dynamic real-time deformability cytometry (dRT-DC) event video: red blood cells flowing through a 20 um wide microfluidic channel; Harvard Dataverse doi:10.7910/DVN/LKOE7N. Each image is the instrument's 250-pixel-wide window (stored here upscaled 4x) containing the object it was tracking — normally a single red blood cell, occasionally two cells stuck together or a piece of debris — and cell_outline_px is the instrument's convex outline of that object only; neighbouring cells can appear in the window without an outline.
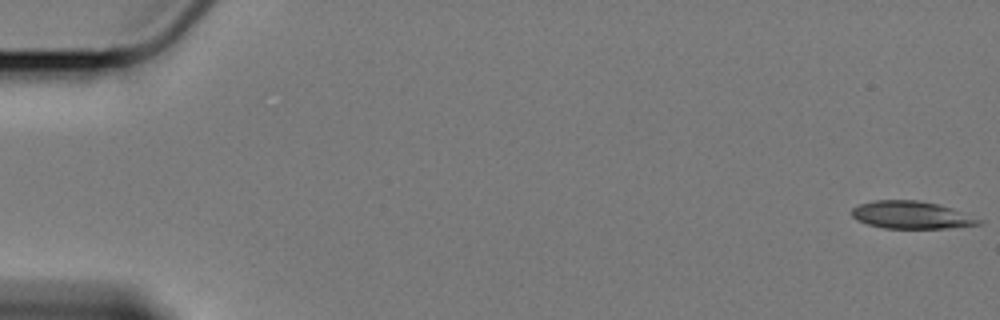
{"species": "Egyptian fruit bat (a non-hibernating species)", "species_latin": "Rousettus aegyptiacus", "temperature_condition": "cold", "stored_images_in_passage": 59, "camera_frame_rate_fps": 3000, "um_per_image_px": 0.085, "animal": {"sex": "female"}, "frame": {"image": 1, "passage_image": 1, "time_ms": 0.0, "image_size_px": [1000, 320], "cell_outline_px": [[984, 224], [948, 228], [884, 228], [868, 224], [856, 220], [852, 216], [852, 208], [860, 204], [872, 200], [920, 200], [952, 208], [984, 220]], "centroid_in_image_um": [77.49, 18.27], "position_along_channel_um": 7.5, "area_um2": 20.46}}
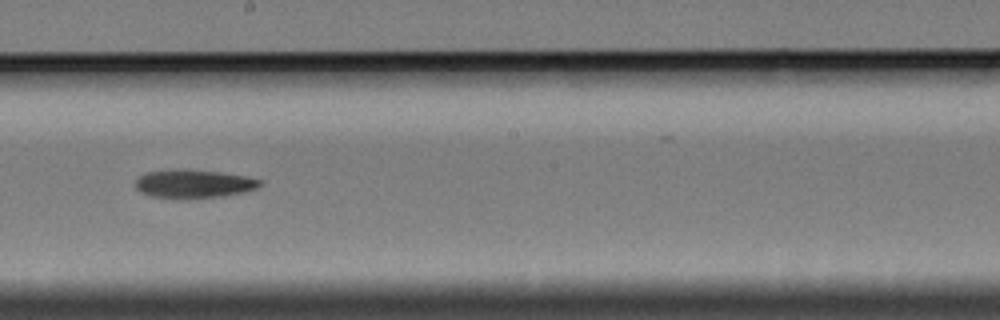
{"frame": {"image": 2, "passage_image": 34, "time_ms": 11.0, "image_size_px": [1000, 320], "cell_outline_px": [[264, 184], [256, 188], [244, 192], [224, 196], [176, 200], [152, 196], [140, 192], [132, 184], [144, 172], [168, 168], [184, 168], [220, 172], [248, 176], [264, 180]], "centroid_in_image_um": [16.44, 15.61], "position_along_channel_um": 231.8, "area_um2": 21.62}}
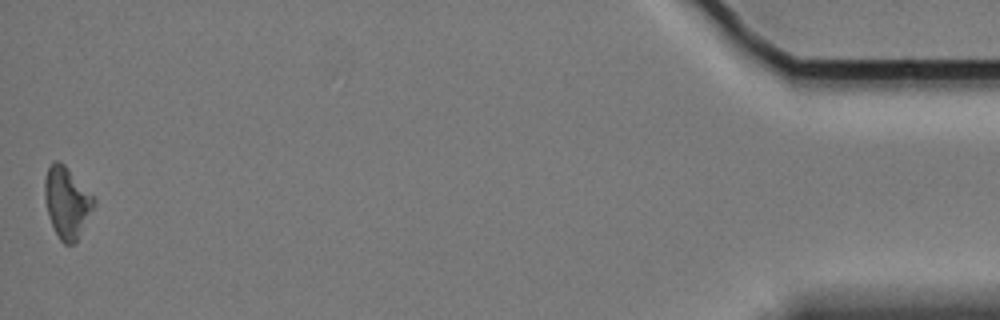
{"frame": {"image": 3, "passage_image": 59, "time_ms": 19.333, "image_size_px": [1000, 320], "cell_outline_px": [[96, 204], [76, 240], [72, 244], [64, 244], [60, 240], [52, 224], [48, 212], [44, 196], [44, 180], [48, 168], [56, 160], [60, 160], [64, 164], [96, 200]], "centroid_in_image_um": [5.68, 17.19], "position_along_channel_um": 429.5, "area_um2": 19.88}, "authors_computed_cell_mechanics": {"area_um2": 20.6924, "velocity_mm_per_s": 3.4074, "shape_relaxation_time_tau1_ms": 6.3889, "shape_relaxation_time_tau2_ms": null, "deformation_change_tau1": 0.1224, "deformation_change_tau2": null}}